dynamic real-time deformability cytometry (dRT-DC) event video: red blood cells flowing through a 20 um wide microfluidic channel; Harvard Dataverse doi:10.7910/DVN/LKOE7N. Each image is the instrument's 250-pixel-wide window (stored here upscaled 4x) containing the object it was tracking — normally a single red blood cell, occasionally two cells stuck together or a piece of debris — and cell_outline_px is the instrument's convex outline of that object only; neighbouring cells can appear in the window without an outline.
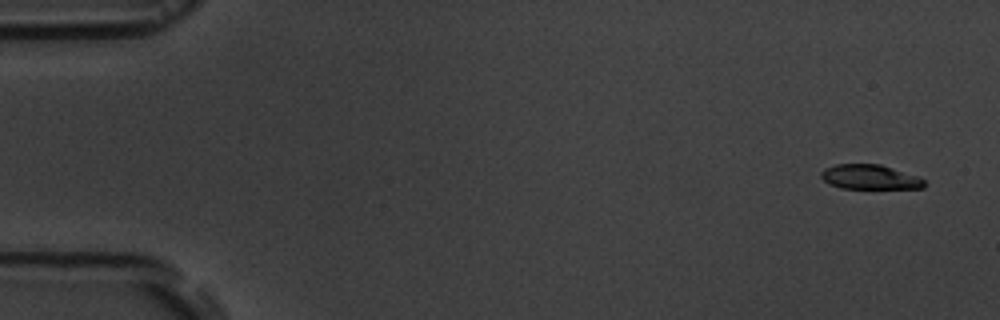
{"species": "common noctule bat (a hibernating species)", "species_latin": "Nyctalus noctula", "temperature_condition": "room temperature", "stored_images_in_passage": 5, "camera_frame_rate_fps": 3000, "um_per_image_px": 0.085, "animal": {"sex": "male", "body_mass_g": 19.5, "forearm_length_mm": 54.6}, "frame": {"image": 1, "passage_image": 1, "time_ms": 0.0, "image_size_px": [1000, 320], "cell_outline_px": [[924, 188], [840, 188], [828, 184], [820, 176], [820, 172], [824, 168], [836, 164], [880, 164], [916, 176], [924, 180]], "centroid_in_image_um": [73.87, 15.04], "position_along_channel_um": 11.1, "area_um2": 14.68}}
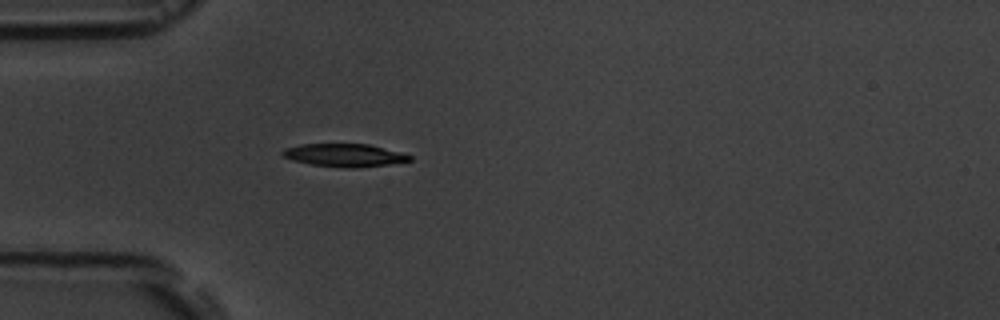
{"frame": {"image": 2, "passage_image": 5, "time_ms": 4.667, "image_size_px": [1000, 320], "cell_outline_px": [[412, 160], [388, 164], [352, 168], [312, 164], [292, 160], [284, 156], [280, 152], [284, 148], [300, 144], [368, 144], [404, 152], [412, 156]], "centroid_in_image_um": [29.3, 13.17], "position_along_channel_um": 55.7, "area_um2": 16.88}}